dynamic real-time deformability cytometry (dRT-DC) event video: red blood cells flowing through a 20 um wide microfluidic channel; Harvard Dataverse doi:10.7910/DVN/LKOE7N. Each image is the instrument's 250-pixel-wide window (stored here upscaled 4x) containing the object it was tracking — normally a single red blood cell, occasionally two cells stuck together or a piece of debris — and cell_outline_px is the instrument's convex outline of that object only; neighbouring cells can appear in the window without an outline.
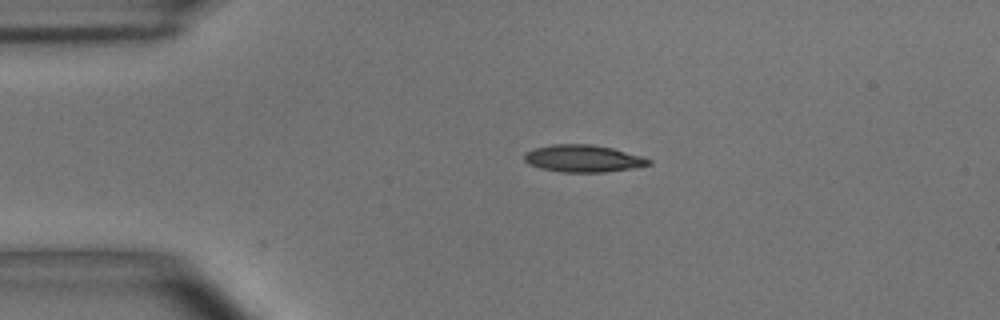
{"species": "common noctule bat (a hibernating species)", "species_latin": "Nyctalus noctula", "temperature_condition": "room temperature", "stored_images_in_passage": 44, "camera_frame_rate_fps": 3000, "um_per_image_px": 0.085, "animal": {"sex": "male", "body_mass_g": 15.6}, "frame": {"image": 1, "passage_image": 1, "time_ms": 0.0, "image_size_px": [1000, 320], "cell_outline_px": [[652, 164], [632, 168], [604, 172], [564, 172], [540, 168], [528, 164], [524, 160], [524, 152], [532, 148], [552, 144], [592, 144], [612, 148], [644, 156], [652, 160]], "centroid_in_image_um": [49.56, 13.46], "position_along_channel_um": 35.4, "area_um2": 19.88}}
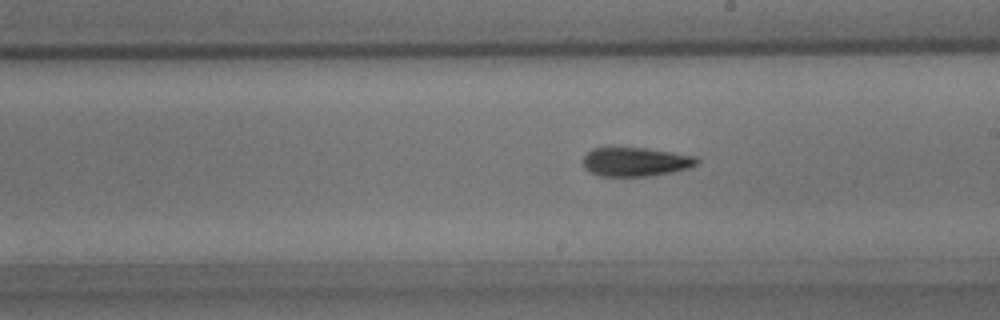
{"frame": {"image": 2, "passage_image": 20, "time_ms": 6.333, "image_size_px": [1000, 320], "cell_outline_px": [[700, 160], [696, 164], [688, 168], [672, 172], [648, 176], [600, 176], [588, 172], [584, 168], [584, 156], [592, 148], [608, 144], [644, 148], [672, 152], [696, 156]], "centroid_in_image_um": [53.95, 13.71], "position_along_channel_um": 235.1, "area_um2": 19.88}}
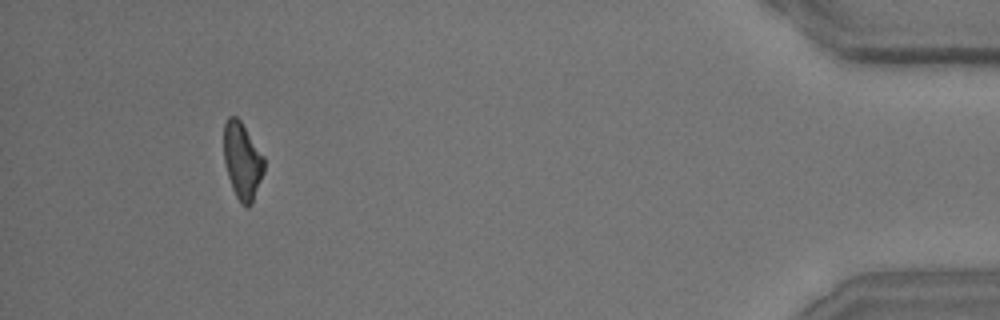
{"frame": {"image": 3, "passage_image": 40, "time_ms": 13.0, "image_size_px": [1000, 320], "cell_outline_px": [[264, 172], [252, 204], [248, 208], [240, 204], [232, 188], [228, 176], [224, 160], [224, 124], [228, 116], [236, 116], [240, 120], [264, 156]], "centroid_in_image_um": [20.6, 13.69], "position_along_channel_um": 414.6, "area_um2": 18.09}, "authors_computed_cell_mechanics": {"area_um2": 19.363, "velocity_mm_per_s": 3.6853, "shape_relaxation_time_tau1_ms": 5.448, "shape_relaxation_time_tau2_ms": 6.1594, "deformation_change_tau1": 0.1814, "deformation_change_tau2": 0.1385}}